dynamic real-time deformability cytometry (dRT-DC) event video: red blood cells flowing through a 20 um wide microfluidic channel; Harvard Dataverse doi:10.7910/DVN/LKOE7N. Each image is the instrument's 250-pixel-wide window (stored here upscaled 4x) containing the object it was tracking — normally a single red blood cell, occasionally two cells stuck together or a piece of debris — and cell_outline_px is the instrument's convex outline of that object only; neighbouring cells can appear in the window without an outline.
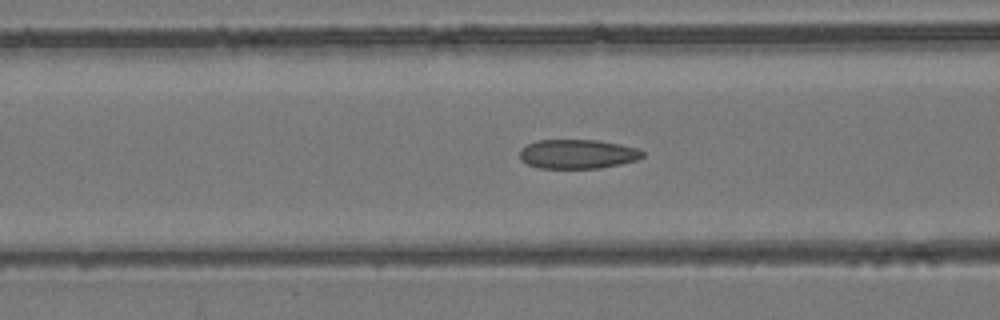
{"species": "common noctule bat (a hibernating species)", "species_latin": "Nyctalus noctula", "temperature_condition": "room temperature", "stored_images_in_passage": 39, "camera_frame_rate_fps": 3000, "um_per_image_px": 0.085, "animal": {"sex": "female", "body_mass_g": 24.6, "forearm_length_mm": 56.2}, "frame": {"image": 1, "passage_image": 7, "time_ms": 2.0, "image_size_px": [1000, 320], "cell_outline_px": [[644, 156], [636, 160], [620, 164], [600, 168], [540, 168], [528, 164], [520, 160], [520, 148], [528, 144], [540, 140], [596, 140], [620, 144], [640, 148], [644, 152]], "centroid_in_image_um": [49.11, 13.09], "position_along_channel_um": 117.5, "area_um2": 20.98}}
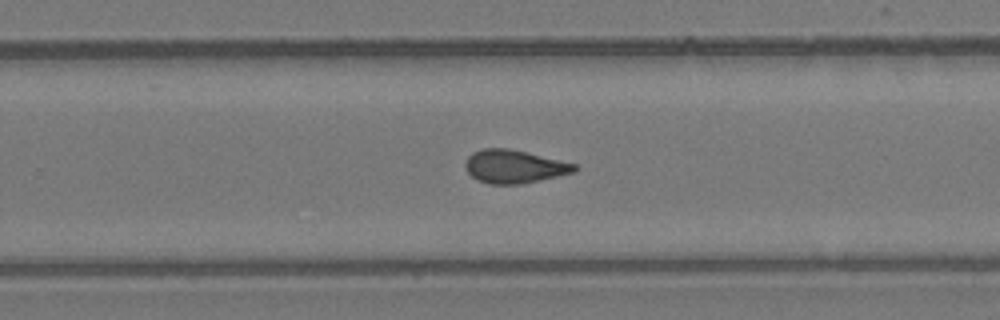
{"frame": {"image": 2, "passage_image": 20, "time_ms": 6.333, "image_size_px": [1000, 320], "cell_outline_px": [[576, 172], [540, 180], [520, 184], [488, 184], [476, 180], [468, 172], [464, 164], [468, 156], [472, 152], [480, 148], [508, 148], [576, 164]], "centroid_in_image_um": [43.66, 14.16], "position_along_channel_um": 286.1, "area_um2": 21.1}}
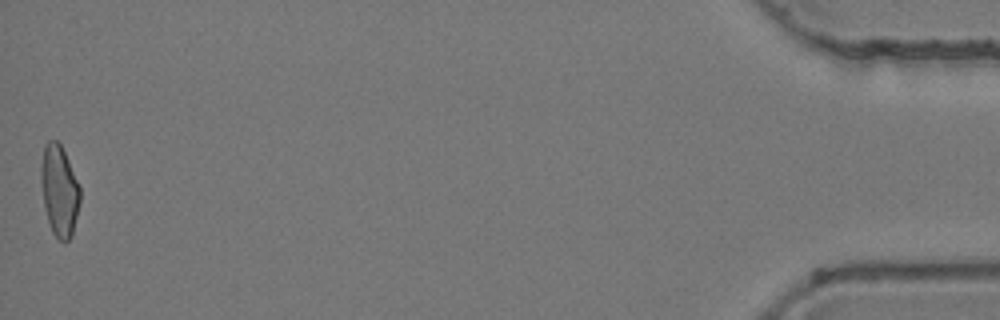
{"frame": {"image": 3, "passage_image": 39, "time_ms": 12.667, "image_size_px": [1000, 320], "cell_outline_px": [[80, 200], [72, 236], [64, 244], [52, 232], [44, 208], [40, 180], [40, 168], [44, 144], [48, 140], [56, 140], [60, 144], [68, 160], [80, 188]], "centroid_in_image_um": [5.02, 16.21], "position_along_channel_um": 430.2, "area_um2": 20.75}, "authors_computed_cell_mechanics": {"area_um2": 21.097, "velocity_mm_per_s": 3.8919, "shape_relaxation_time_tau1_ms": null, "shape_relaxation_time_tau2_ms": 2.1162, "deformation_change_tau1": null, "deformation_change_tau2": 0.0719}}